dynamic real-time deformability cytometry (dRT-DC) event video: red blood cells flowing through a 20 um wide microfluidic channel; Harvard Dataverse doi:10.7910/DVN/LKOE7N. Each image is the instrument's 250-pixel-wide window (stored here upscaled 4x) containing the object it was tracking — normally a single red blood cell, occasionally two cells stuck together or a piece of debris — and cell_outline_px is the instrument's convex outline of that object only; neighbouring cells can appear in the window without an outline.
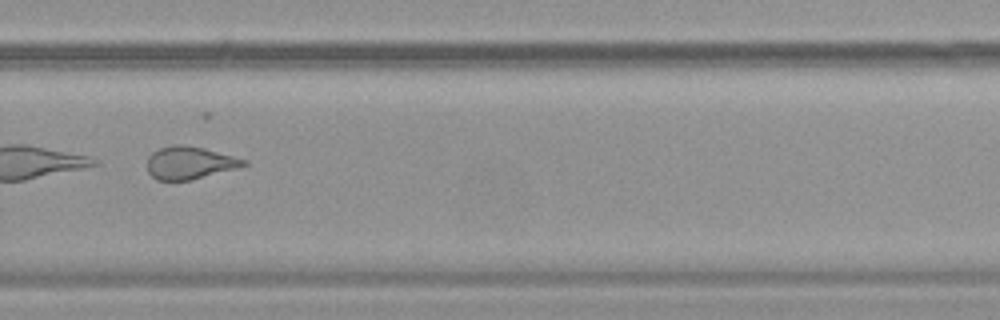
{"species": "common noctule bat (a hibernating species)", "species_latin": "Nyctalus noctula", "temperature_condition": "warm", "stored_images_in_passage": 52, "camera_frame_rate_fps": 3000, "um_per_image_px": 0.085, "animal": {"sex": "female", "body_mass_g": 19.9}, "frame": {"image": 1, "passage_image": 37, "time_ms": 12.0, "image_size_px": [1000, 320], "cell_outline_px": [[248, 164], [236, 168], [192, 180], [156, 180], [148, 172], [148, 156], [152, 152], [160, 148], [176, 144], [180, 144], [204, 148], [248, 160]], "centroid_in_image_um": [16.12, 13.84], "position_along_channel_um": 313.7, "area_um2": 18.26}}